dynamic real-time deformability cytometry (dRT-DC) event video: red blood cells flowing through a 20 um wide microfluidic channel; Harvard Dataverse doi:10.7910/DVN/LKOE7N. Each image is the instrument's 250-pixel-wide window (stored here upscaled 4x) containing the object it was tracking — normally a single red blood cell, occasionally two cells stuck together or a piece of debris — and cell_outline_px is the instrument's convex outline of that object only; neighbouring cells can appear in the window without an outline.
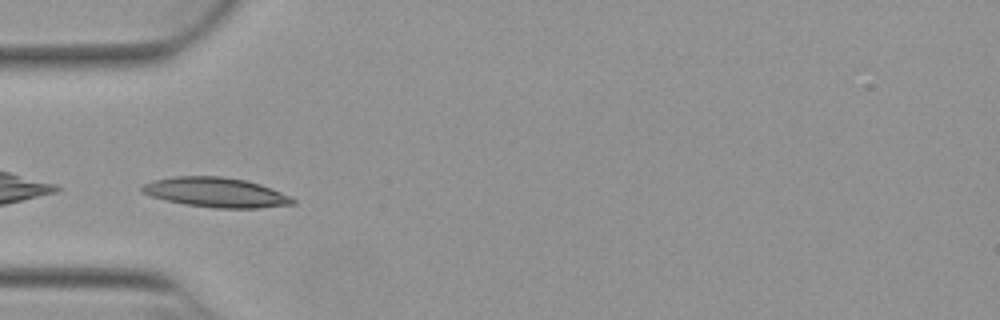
{"species": "Egyptian fruit bat (a non-hibernating species)", "species_latin": "Rousettus aegyptiacus", "temperature_condition": "warm", "stored_images_in_passage": 37, "camera_frame_rate_fps": 3000, "um_per_image_px": 0.085, "animal": {"sex": "female"}, "frame": {"image": 1, "passage_image": 1, "time_ms": 0.0, "image_size_px": [1000, 320], "cell_outline_px": [[296, 204], [256, 208], [216, 208], [184, 204], [152, 196], [140, 192], [140, 188], [144, 184], [152, 180], [172, 176], [220, 176], [244, 180], [260, 184], [280, 192], [296, 200]], "centroid_in_image_um": [18.32, 16.35], "position_along_channel_um": 66.7, "area_um2": 25.95}}
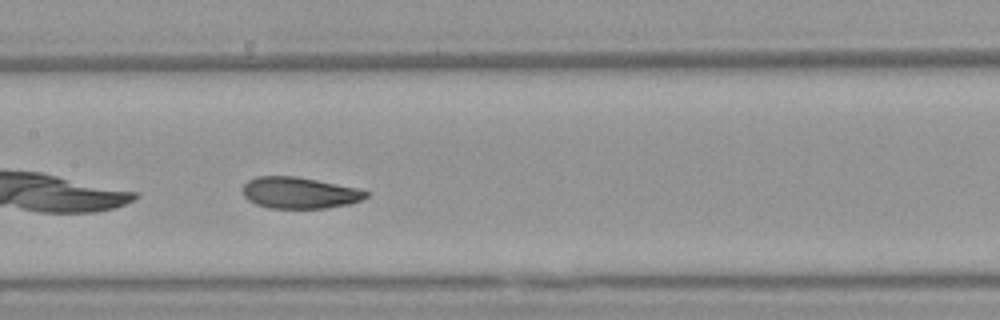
{"frame": {"image": 2, "passage_image": 10, "time_ms": 3.0, "image_size_px": [1000, 320], "cell_outline_px": [[368, 196], [360, 200], [348, 204], [328, 208], [268, 208], [256, 204], [248, 200], [244, 196], [244, 184], [248, 180], [256, 176], [296, 176], [356, 188], [368, 192]], "centroid_in_image_um": [25.42, 16.39], "position_along_channel_um": 182.0, "area_um2": 22.37}}
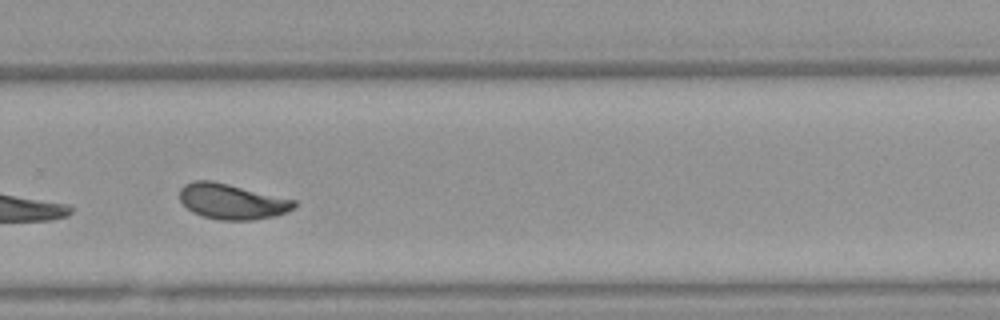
{"frame": {"image": 3, "passage_image": 20, "time_ms": 6.333, "image_size_px": [1000, 320], "cell_outline_px": [[296, 208], [288, 212], [276, 216], [252, 220], [216, 220], [192, 212], [180, 200], [180, 188], [184, 184], [192, 180], [212, 180], [296, 200]], "centroid_in_image_um": [19.73, 17.12], "position_along_channel_um": 310.1, "area_um2": 23.81}, "authors_computed_cell_mechanics": {"area_um2": 23.1778, "velocity_mm_per_s": 3.8626, "shape_relaxation_time_tau1_ms": 3.4336, "shape_relaxation_time_tau2_ms": 1.228, "deformation_change_tau1": 0.1385, "deformation_change_tau2": 0.0485}}